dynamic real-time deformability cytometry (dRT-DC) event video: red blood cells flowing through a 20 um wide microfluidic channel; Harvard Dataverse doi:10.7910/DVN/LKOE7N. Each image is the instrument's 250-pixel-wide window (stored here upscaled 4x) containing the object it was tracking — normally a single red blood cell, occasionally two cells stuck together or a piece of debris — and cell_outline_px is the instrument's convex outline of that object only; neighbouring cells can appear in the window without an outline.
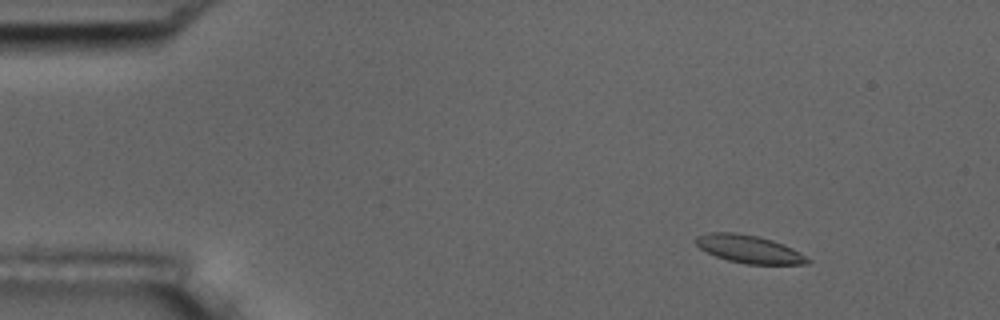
{"species": "common noctule bat (a hibernating species)", "species_latin": "Nyctalus noctula", "temperature_condition": "room temperature", "stored_images_in_passage": 57, "camera_frame_rate_fps": 3000, "um_per_image_px": 0.085, "animal": {"sex": "male", "body_mass_g": 17.5, "forearm_length_mm": 52.3}, "frame": {"image": 1, "passage_image": 8, "time_ms": 2.333, "image_size_px": [1000, 320], "cell_outline_px": [[812, 260], [808, 264], [744, 264], [728, 260], [716, 256], [700, 248], [696, 244], [696, 236], [708, 232], [736, 232], [756, 236], [772, 240], [784, 244], [800, 252]], "centroid_in_image_um": [63.69, 21.17], "position_along_channel_um": 21.3, "area_um2": 18.15}}
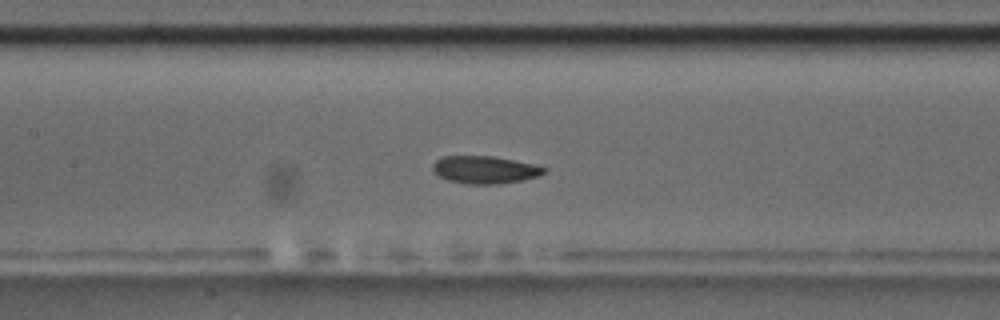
{"frame": {"image": 2, "passage_image": 27, "time_ms": 8.667, "image_size_px": [1000, 320], "cell_outline_px": [[548, 172], [540, 176], [520, 180], [496, 184], [468, 184], [448, 180], [432, 172], [432, 164], [436, 160], [444, 156], [492, 156], [536, 164], [548, 168]], "centroid_in_image_um": [41.24, 14.42], "position_along_channel_um": 166.2, "area_um2": 18.03}}
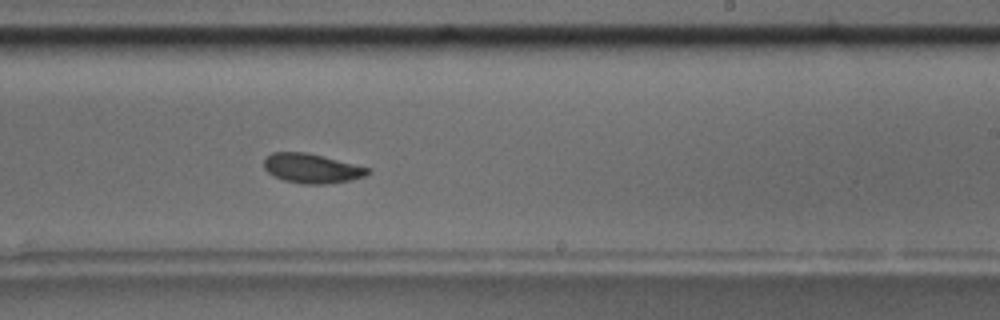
{"frame": {"image": 3, "passage_image": 35, "time_ms": 11.333, "image_size_px": [1000, 320], "cell_outline_px": [[372, 172], [364, 176], [352, 180], [324, 184], [304, 184], [284, 180], [268, 172], [264, 168], [264, 160], [272, 152], [308, 152], [372, 168]], "centroid_in_image_um": [26.56, 14.3], "position_along_channel_um": 262.4, "area_um2": 17.92}, "authors_computed_cell_mechanics": {"area_um2": 18.0336, "velocity_mm_per_s": 3.6351, "shape_relaxation_time_tau1_ms": null, "shape_relaxation_time_tau2_ms": 3.9389, "deformation_change_tau1": null, "deformation_change_tau2": 0.0843}}